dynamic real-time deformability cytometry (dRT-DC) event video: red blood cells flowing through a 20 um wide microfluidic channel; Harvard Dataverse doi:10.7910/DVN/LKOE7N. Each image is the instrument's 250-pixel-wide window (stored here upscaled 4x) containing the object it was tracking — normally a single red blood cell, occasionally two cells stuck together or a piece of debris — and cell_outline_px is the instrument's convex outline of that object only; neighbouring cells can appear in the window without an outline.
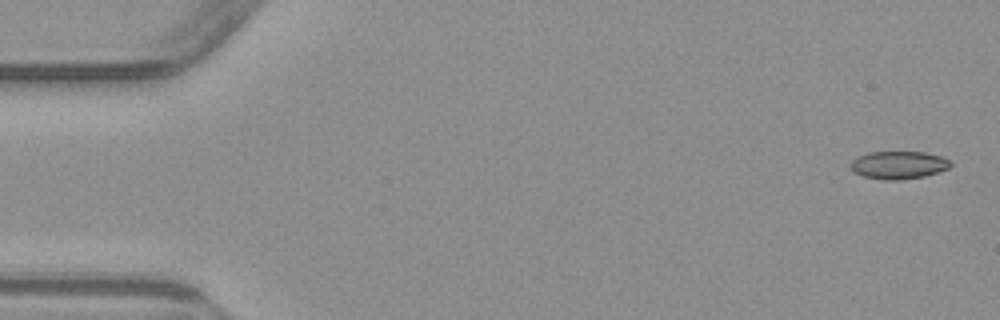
{"species": "common noctule bat (a hibernating species)", "species_latin": "Nyctalus noctula", "temperature_condition": "warm", "stored_images_in_passage": 4, "camera_frame_rate_fps": 3000, "um_per_image_px": 0.085, "animal": {"sex": "male", "body_mass_g": 23.1, "forearm_length_mm": 52.7}, "frame": {"image": 1, "passage_image": 1, "time_ms": 0.0, "image_size_px": [1000, 320], "cell_outline_px": [[952, 164], [948, 168], [924, 176], [900, 180], [884, 180], [864, 176], [856, 172], [852, 168], [852, 160], [868, 152], [924, 152], [940, 156], [948, 160]], "centroid_in_image_um": [76.39, 14.02], "position_along_channel_um": 8.6, "area_um2": 15.84}}
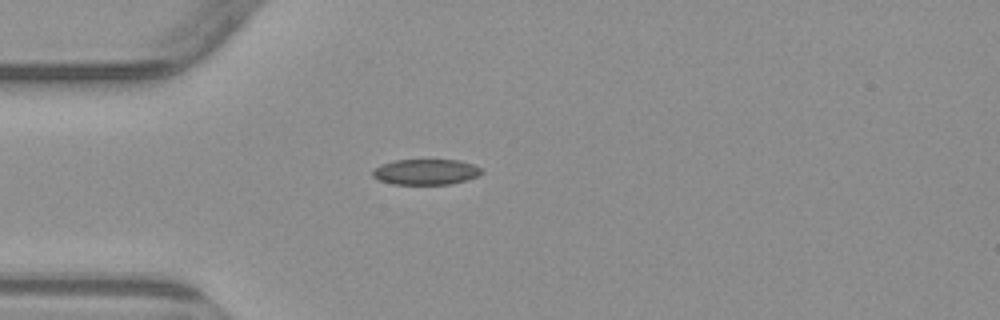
{"frame": {"image": 2, "passage_image": 4, "time_ms": 4.333, "image_size_px": [1000, 320], "cell_outline_px": [[484, 172], [480, 176], [468, 180], [452, 184], [392, 184], [380, 180], [372, 176], [372, 168], [380, 164], [396, 160], [460, 160], [472, 164], [480, 168]], "centroid_in_image_um": [36.21, 14.61], "position_along_channel_um": 48.8, "area_um2": 16.47}}